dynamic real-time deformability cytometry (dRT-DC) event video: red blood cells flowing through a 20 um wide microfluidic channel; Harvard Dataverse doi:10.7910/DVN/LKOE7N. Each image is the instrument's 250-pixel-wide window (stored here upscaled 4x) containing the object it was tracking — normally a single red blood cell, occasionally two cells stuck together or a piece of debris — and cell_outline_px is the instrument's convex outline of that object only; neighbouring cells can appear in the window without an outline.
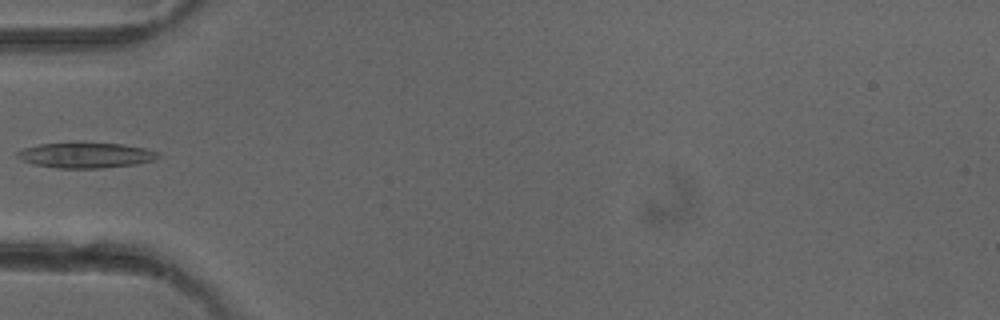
{"species": "common noctule bat (a hibernating species)", "species_latin": "Nyctalus noctula", "temperature_condition": "cold", "stored_images_in_passage": 4, "camera_frame_rate_fps": 3000, "um_per_image_px": 0.085, "animal": {"sex": "female"}, "frame": {"image": 1, "passage_image": 4, "time_ms": 4.333, "image_size_px": [1000, 320], "cell_outline_px": [[160, 156], [156, 160], [136, 164], [104, 168], [56, 168], [36, 164], [20, 160], [16, 156], [16, 152], [24, 148], [40, 144], [76, 140], [84, 140], [124, 144], [144, 148], [160, 152]], "centroid_in_image_um": [7.31, 13.15], "position_along_channel_um": 77.7, "area_um2": 21.85}}